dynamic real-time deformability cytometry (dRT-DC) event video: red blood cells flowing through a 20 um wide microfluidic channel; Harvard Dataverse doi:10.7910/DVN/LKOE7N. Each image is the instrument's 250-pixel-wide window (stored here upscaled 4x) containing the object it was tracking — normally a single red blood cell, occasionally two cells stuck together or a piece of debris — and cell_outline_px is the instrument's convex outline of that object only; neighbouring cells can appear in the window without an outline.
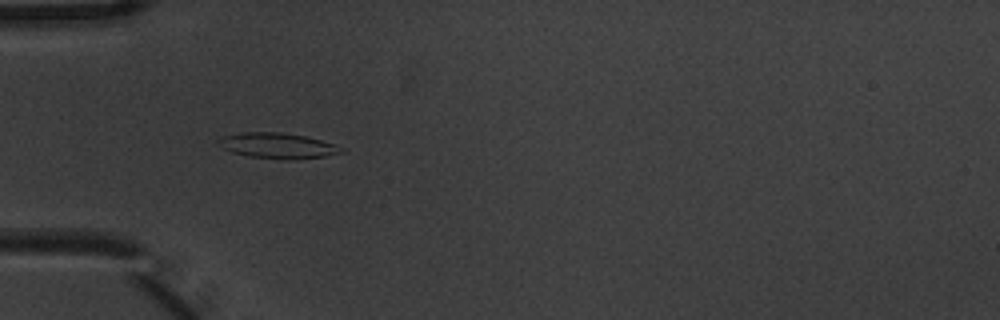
{"species": "common noctule bat (a hibernating species)", "species_latin": "Nyctalus noctula", "temperature_condition": "warm", "stored_images_in_passage": 5, "camera_frame_rate_fps": 3000, "um_per_image_px": 0.085, "animal": {"sex": "male", "body_mass_g": 20.1, "forearm_length_mm": 53.5}, "frame": {"image": 1, "passage_image": 4, "time_ms": 1.0, "image_size_px": [1000, 320], "cell_outline_px": [[348, 152], [324, 156], [296, 160], [284, 160], [248, 156], [232, 152], [220, 148], [216, 144], [216, 140], [220, 136], [240, 132], [280, 132], [304, 136], [320, 140], [332, 144]], "centroid_in_image_um": [23.51, 12.39], "position_along_channel_um": 61.5, "area_um2": 18.55}}
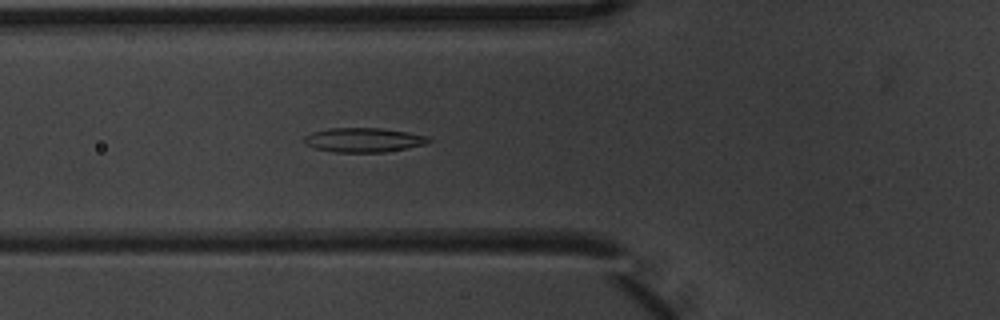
{"frame": {"image": 2, "passage_image": 5, "time_ms": 1.333, "image_size_px": [1000, 320], "cell_outline_px": [[432, 140], [424, 144], [384, 152], [336, 152], [316, 148], [304, 144], [304, 136], [312, 132], [328, 128], [380, 128], [408, 132], [428, 136]], "centroid_in_image_um": [30.88, 11.89], "position_along_channel_um": 94.9, "area_um2": 17.51}}